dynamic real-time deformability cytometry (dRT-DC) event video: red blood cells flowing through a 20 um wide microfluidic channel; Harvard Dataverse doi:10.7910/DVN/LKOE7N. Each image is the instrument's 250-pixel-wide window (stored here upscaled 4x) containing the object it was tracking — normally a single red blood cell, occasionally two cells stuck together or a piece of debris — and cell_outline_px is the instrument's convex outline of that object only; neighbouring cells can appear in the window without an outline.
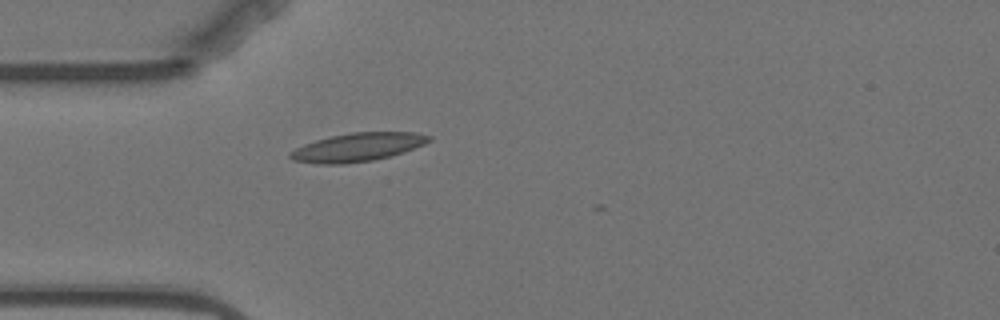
{"species": "Egyptian fruit bat (a non-hibernating species)", "species_latin": "Rousettus aegyptiacus", "temperature_condition": "warm", "stored_images_in_passage": 5, "camera_frame_rate_fps": 3000, "um_per_image_px": 0.085, "animal": {"sex": "female"}, "frame": {"image": 1, "passage_image": 5, "time_ms": 4.667, "image_size_px": [1000, 320], "cell_outline_px": [[432, 140], [424, 144], [404, 152], [372, 160], [344, 164], [316, 164], [292, 160], [288, 156], [288, 152], [304, 144], [316, 140], [332, 136], [352, 132], [416, 132], [432, 136]], "centroid_in_image_um": [30.38, 12.51], "position_along_channel_um": 54.6, "area_um2": 23.0}}